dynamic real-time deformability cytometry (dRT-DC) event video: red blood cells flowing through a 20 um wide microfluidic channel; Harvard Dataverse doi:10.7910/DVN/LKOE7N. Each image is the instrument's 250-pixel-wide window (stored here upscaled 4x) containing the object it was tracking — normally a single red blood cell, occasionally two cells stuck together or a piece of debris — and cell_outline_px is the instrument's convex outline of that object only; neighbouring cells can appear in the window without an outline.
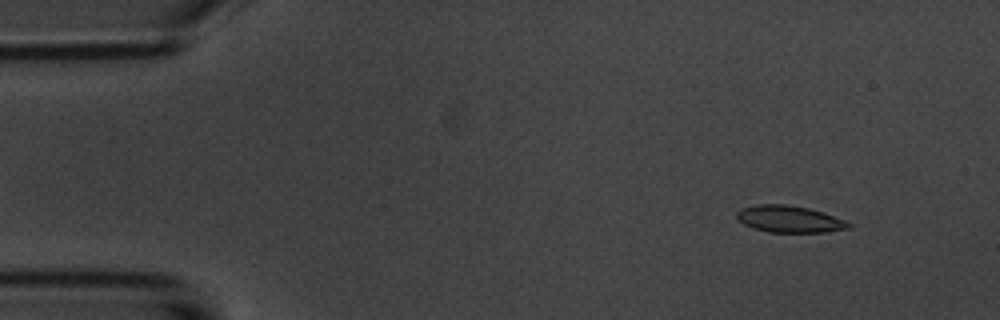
{"species": "common noctule bat (a hibernating species)", "species_latin": "Nyctalus noctula", "temperature_condition": "room temperature", "stored_images_in_passage": 4, "camera_frame_rate_fps": 3000, "um_per_image_px": 0.085, "animal": {"sex": "male", "body_mass_g": 20.1, "forearm_length_mm": 53.5}, "frame": {"image": 1, "passage_image": 1, "time_ms": 0.0, "image_size_px": [1000, 320], "cell_outline_px": [[852, 228], [824, 232], [768, 232], [752, 228], [744, 224], [736, 216], [736, 212], [740, 208], [756, 204], [784, 204], [808, 208], [844, 220], [852, 224]], "centroid_in_image_um": [67.06, 18.62], "position_along_channel_um": 17.9, "area_um2": 17.4}}
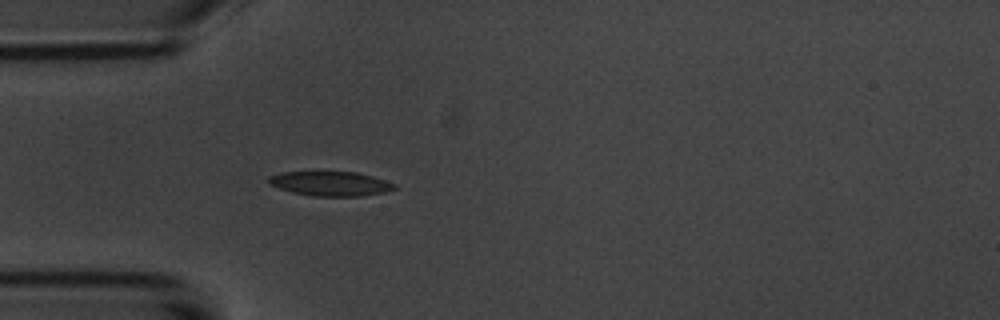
{"frame": {"image": 2, "passage_image": 4, "time_ms": 3.333, "image_size_px": [1000, 320], "cell_outline_px": [[396, 188], [384, 192], [360, 196], [312, 196], [292, 192], [268, 184], [268, 176], [280, 172], [356, 172], [372, 176], [396, 184]], "centroid_in_image_um": [28.06, 15.61], "position_along_channel_um": 56.9, "area_um2": 17.86}}